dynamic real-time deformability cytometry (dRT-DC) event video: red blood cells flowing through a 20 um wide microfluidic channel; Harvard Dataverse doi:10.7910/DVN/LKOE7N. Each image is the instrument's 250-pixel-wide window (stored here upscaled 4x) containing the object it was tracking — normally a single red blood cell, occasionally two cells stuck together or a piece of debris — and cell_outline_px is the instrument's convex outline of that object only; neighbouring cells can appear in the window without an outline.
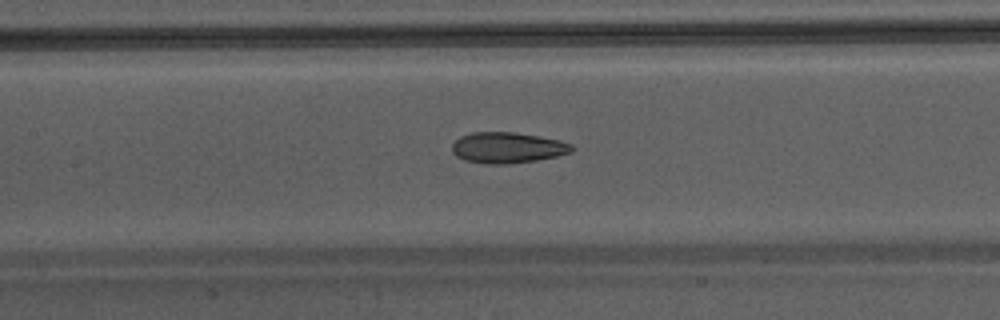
{"species": "Egyptian fruit bat (a non-hibernating species)", "species_latin": "Rousettus aegyptiacus", "temperature_condition": "warm", "stored_images_in_passage": 43, "camera_frame_rate_fps": 3000, "um_per_image_px": 0.085, "animal": {"sex": "male"}, "frame": {"image": 1, "passage_image": 19, "time_ms": 6.0, "image_size_px": [1000, 320], "cell_outline_px": [[576, 148], [572, 152], [556, 156], [536, 160], [508, 164], [488, 164], [464, 160], [456, 156], [452, 152], [452, 144], [460, 136], [472, 132], [512, 132], [536, 136], [556, 140], [572, 144]], "centroid_in_image_um": [43.11, 12.56], "position_along_channel_um": 164.3, "area_um2": 21.44}}
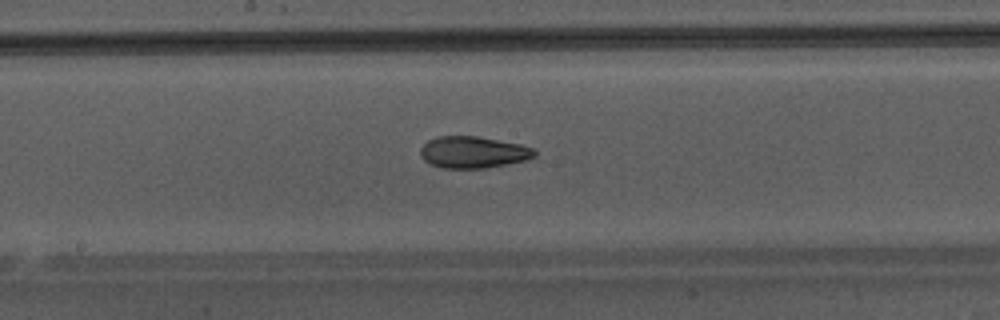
{"frame": {"image": 2, "passage_image": 22, "time_ms": 7.0, "image_size_px": [1000, 320], "cell_outline_px": [[536, 156], [528, 160], [484, 168], [444, 168], [432, 164], [424, 160], [420, 156], [420, 148], [428, 140], [436, 136], [476, 136], [520, 144], [532, 148], [536, 152]], "centroid_in_image_um": [40.21, 12.93], "position_along_channel_um": 208.0, "area_um2": 21.04}}
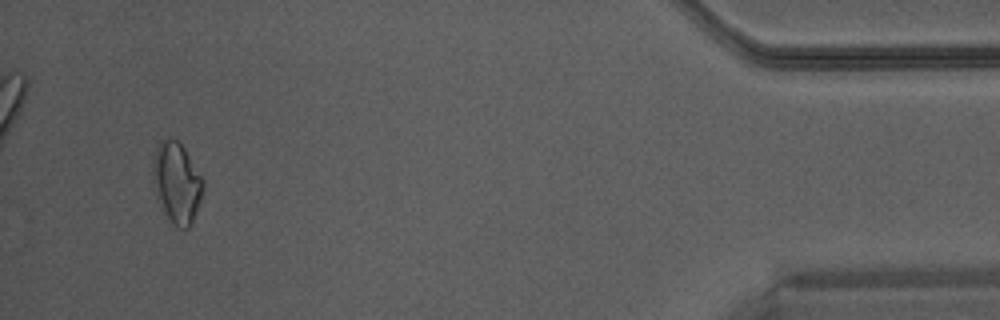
{"frame": {"image": 3, "passage_image": 41, "time_ms": 13.333, "image_size_px": [1000, 320], "cell_outline_px": [[204, 188], [200, 200], [192, 220], [188, 228], [180, 228], [172, 224], [164, 212], [156, 196], [152, 180], [152, 160], [156, 148], [160, 140], [176, 140], [184, 148], [204, 180]], "centroid_in_image_um": [15.0, 15.53], "position_along_channel_um": 420.2, "area_um2": 23.47}}